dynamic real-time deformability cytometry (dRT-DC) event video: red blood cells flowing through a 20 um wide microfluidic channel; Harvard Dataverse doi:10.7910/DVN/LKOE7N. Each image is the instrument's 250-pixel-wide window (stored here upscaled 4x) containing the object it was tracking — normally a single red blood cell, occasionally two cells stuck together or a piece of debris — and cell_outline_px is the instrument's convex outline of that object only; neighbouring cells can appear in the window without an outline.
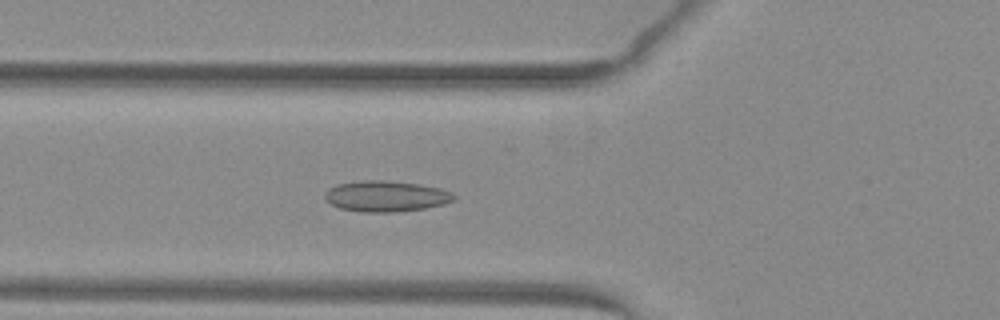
{"species": "common noctule bat (a hibernating species)", "species_latin": "Nyctalus noctula", "temperature_condition": "warm", "stored_images_in_passage": 10, "segment_of_instrument_passage": [1, 2], "camera_frame_rate_fps": 3000, "um_per_image_px": 0.085, "animal": {"sex": "female", "body_mass_g": 29.2, "forearm_length_mm": 56.3}, "frame": {"image": 1, "passage_image": 5, "time_ms": 1.333, "image_size_px": [1000, 320], "cell_outline_px": [[456, 200], [444, 204], [424, 208], [392, 212], [360, 212], [340, 208], [324, 200], [324, 196], [328, 188], [336, 184], [368, 180], [384, 180], [420, 184], [440, 188], [452, 192], [456, 196]], "centroid_in_image_um": [32.81, 16.67], "position_along_channel_um": 93.0, "area_um2": 23.29}}
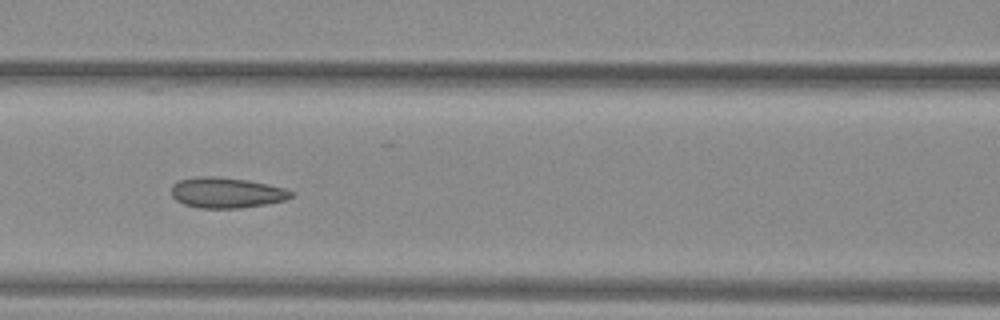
{"frame": {"image": 2, "passage_image": 9, "time_ms": 2.667, "image_size_px": [1000, 320], "cell_outline_px": [[296, 192], [292, 196], [284, 200], [264, 204], [240, 208], [200, 208], [184, 204], [176, 200], [172, 196], [172, 184], [176, 180], [196, 176], [216, 176], [244, 180], [268, 184], [284, 188]], "centroid_in_image_um": [19.22, 16.37], "position_along_channel_um": 147.4, "area_um2": 21.33}}